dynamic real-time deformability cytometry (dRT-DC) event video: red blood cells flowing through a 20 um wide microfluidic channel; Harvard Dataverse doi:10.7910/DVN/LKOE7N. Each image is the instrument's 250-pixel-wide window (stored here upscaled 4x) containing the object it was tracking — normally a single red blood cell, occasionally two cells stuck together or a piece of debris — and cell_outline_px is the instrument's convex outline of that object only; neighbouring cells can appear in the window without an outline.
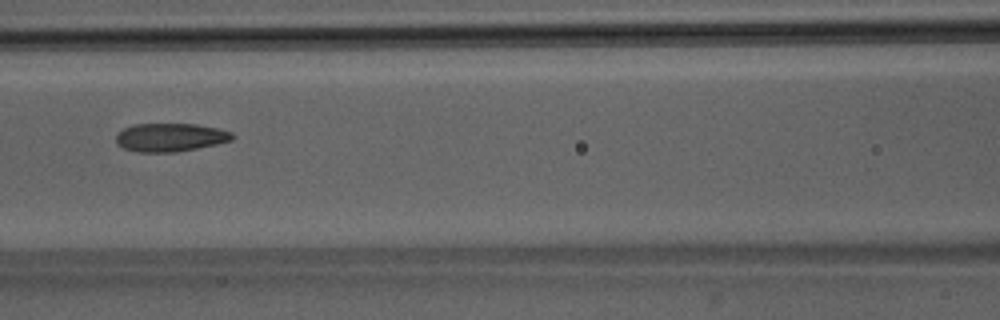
{"species": "Egyptian fruit bat (a non-hibernating species)", "species_latin": "Rousettus aegyptiacus", "temperature_condition": "room temperature", "stored_images_in_passage": 30, "camera_frame_rate_fps": 3000, "um_per_image_px": 0.085, "animal": {"sex": "male"}, "frame": {"image": 1, "passage_image": 9, "time_ms": 2.667, "image_size_px": [1000, 320], "cell_outline_px": [[236, 136], [232, 140], [216, 144], [176, 152], [140, 152], [124, 148], [116, 144], [116, 136], [124, 128], [132, 124], [196, 124], [220, 128], [232, 132]], "centroid_in_image_um": [14.5, 11.67], "position_along_channel_um": 152.1, "area_um2": 19.25}}
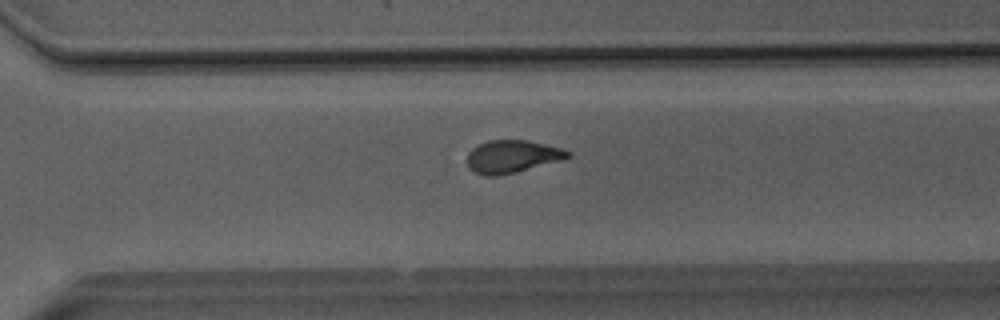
{"frame": {"image": 2, "passage_image": 22, "time_ms": 7.0, "image_size_px": [1000, 320], "cell_outline_px": [[572, 156], [564, 160], [496, 176], [484, 176], [472, 172], [468, 168], [468, 152], [472, 148], [488, 140], [528, 140], [560, 148], [572, 152]], "centroid_in_image_um": [43.53, 13.3], "position_along_channel_um": 327.1, "area_um2": 19.19}, "authors_computed_cell_mechanics": {"area_um2": 19.3341, "velocity_mm_per_s": 4.0461, "shape_relaxation_time_tau1_ms": 10.55, "shape_relaxation_time_tau2_ms": 2.1123, "deformation_change_tau1": 0.2522, "deformation_change_tau2": 0.0928}}